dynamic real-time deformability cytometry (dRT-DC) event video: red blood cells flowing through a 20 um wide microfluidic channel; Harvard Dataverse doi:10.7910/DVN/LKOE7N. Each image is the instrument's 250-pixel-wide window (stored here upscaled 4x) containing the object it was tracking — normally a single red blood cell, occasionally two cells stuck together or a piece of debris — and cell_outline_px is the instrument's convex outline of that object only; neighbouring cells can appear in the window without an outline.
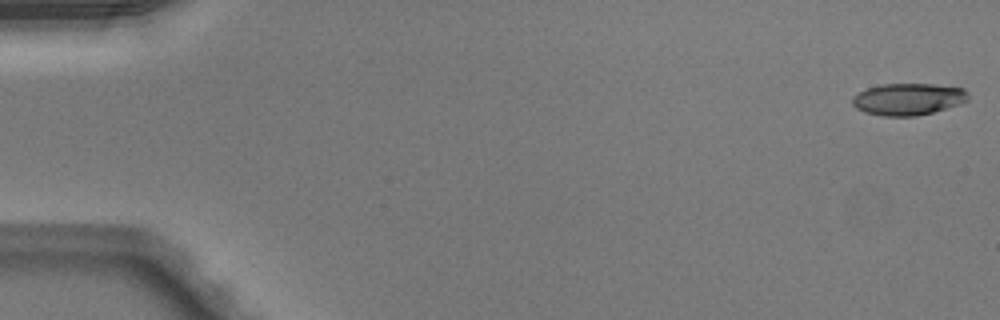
{"species": "Egyptian fruit bat (a non-hibernating species)", "species_latin": "Rousettus aegyptiacus", "temperature_condition": "warm", "stored_images_in_passage": 12, "camera_frame_rate_fps": 3000, "um_per_image_px": 0.085, "animal": {"sex": "male"}, "frame": {"image": 1, "passage_image": 1, "time_ms": 0.0, "image_size_px": [1000, 320], "cell_outline_px": [[968, 100], [960, 104], [932, 112], [916, 116], [884, 116], [864, 112], [856, 108], [852, 104], [852, 96], [868, 88], [880, 84], [932, 84], [964, 88], [968, 92]], "centroid_in_image_um": [77.19, 8.42], "position_along_channel_um": 7.8, "area_um2": 21.5}}